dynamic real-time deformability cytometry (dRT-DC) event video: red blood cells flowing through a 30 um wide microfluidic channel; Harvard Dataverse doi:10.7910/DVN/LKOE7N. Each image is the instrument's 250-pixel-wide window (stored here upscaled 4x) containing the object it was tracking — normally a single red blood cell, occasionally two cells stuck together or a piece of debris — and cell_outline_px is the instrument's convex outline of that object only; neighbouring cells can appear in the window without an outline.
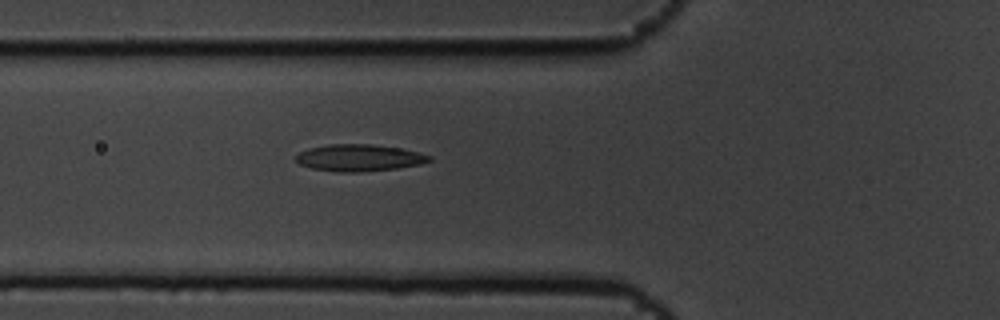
{"species": "common noctule bat (a hibernating species)", "species_latin": "Nyctalus noctula", "temperature_condition": "cold", "stored_images_in_passage": 5, "camera_frame_rate_fps": 3000, "um_per_image_px": 0.085, "animal": {"sex": "male", "body_mass_g": 19.5, "forearm_length_mm": 54.6}, "frame": {"image": 1, "passage_image": 5, "time_ms": 1.333, "image_size_px": [1000, 320], "cell_outline_px": [[432, 160], [420, 164], [396, 168], [360, 172], [336, 172], [312, 168], [300, 164], [296, 160], [296, 156], [300, 152], [308, 148], [328, 144], [372, 144], [400, 148], [420, 152], [432, 156]], "centroid_in_image_um": [30.54, 13.41], "position_along_channel_um": 95.3, "area_um2": 20.87}}